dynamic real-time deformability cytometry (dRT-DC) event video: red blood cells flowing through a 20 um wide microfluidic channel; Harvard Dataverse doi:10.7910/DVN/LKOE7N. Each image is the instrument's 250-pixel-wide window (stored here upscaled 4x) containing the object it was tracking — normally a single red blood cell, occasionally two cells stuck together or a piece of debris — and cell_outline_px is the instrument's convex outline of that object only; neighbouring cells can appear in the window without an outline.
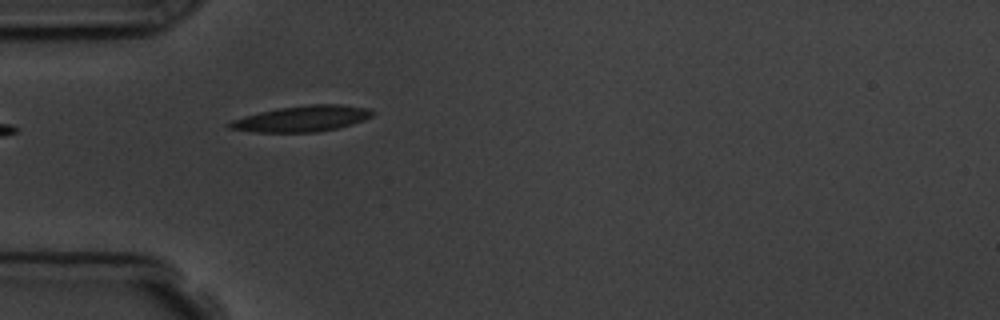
{"species": "common noctule bat (a hibernating species)", "species_latin": "Nyctalus noctula", "temperature_condition": "room temperature", "stored_images_in_passage": 5, "camera_frame_rate_fps": 3000, "um_per_image_px": 0.085, "animal": {"sex": "male", "body_mass_g": 19.5, "forearm_length_mm": 54.6}, "frame": {"image": 1, "passage_image": 5, "time_ms": 4.333, "image_size_px": [1000, 320], "cell_outline_px": [[376, 112], [372, 116], [364, 120], [352, 124], [336, 128], [316, 132], [252, 132], [228, 128], [224, 124], [232, 120], [244, 116], [276, 108], [308, 104], [340, 104], [372, 108]], "centroid_in_image_um": [25.68, 10.08], "position_along_channel_um": 59.3, "area_um2": 21.85}}